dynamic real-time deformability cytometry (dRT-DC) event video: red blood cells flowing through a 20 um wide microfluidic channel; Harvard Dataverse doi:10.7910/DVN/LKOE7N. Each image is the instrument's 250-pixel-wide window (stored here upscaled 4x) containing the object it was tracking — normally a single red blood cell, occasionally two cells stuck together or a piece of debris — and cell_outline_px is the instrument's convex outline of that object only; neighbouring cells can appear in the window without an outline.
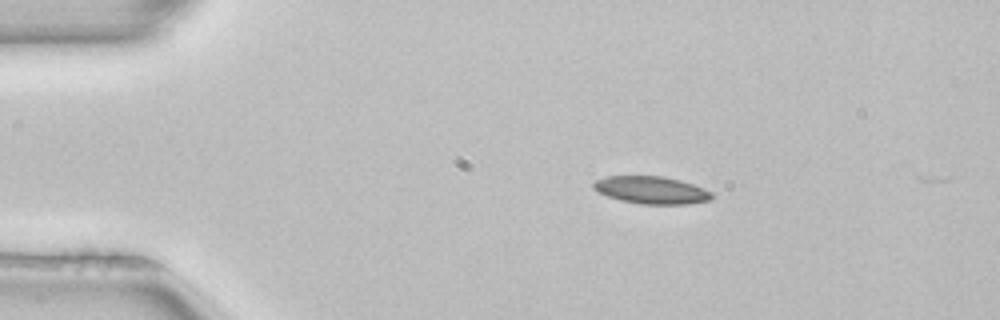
{"species": "common noctule bat (a hibernating species)", "species_latin": "Nyctalus noctula", "temperature_condition": "room temperature", "stored_images_in_passage": 4, "camera_frame_rate_fps": 3000, "um_per_image_px": 0.085, "animal": {"sex": "female", "body_mass_g": 22.7, "forearm_length_mm": 54.2}, "frame": {"image": 1, "passage_image": 2, "time_ms": 0.333, "image_size_px": [1000, 320], "cell_outline_px": [[712, 196], [708, 200], [688, 204], [640, 204], [620, 200], [596, 192], [592, 188], [592, 184], [596, 180], [608, 176], [664, 176], [680, 180], [704, 188], [712, 192]], "centroid_in_image_um": [55.33, 16.15], "position_along_channel_um": 29.7, "area_um2": 18.96}}
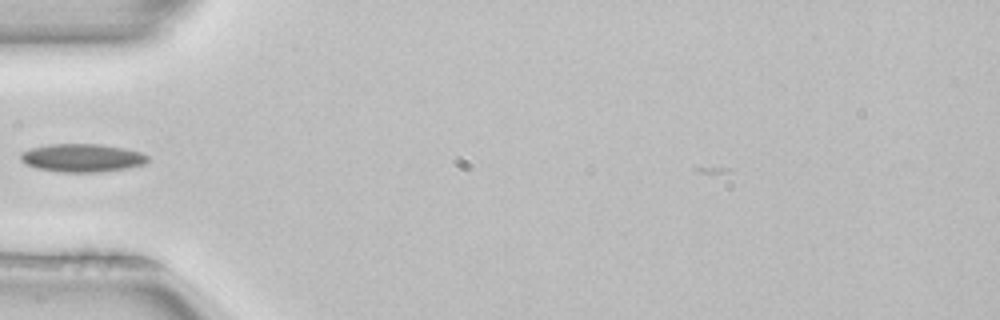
{"frame": {"image": 2, "passage_image": 4, "time_ms": 1.0, "image_size_px": [1000, 320], "cell_outline_px": [[148, 160], [144, 164], [128, 168], [96, 172], [60, 172], [36, 168], [24, 164], [20, 160], [20, 152], [32, 148], [48, 144], [100, 144], [124, 148], [140, 152], [148, 156]], "centroid_in_image_um": [6.94, 13.42], "position_along_channel_um": 78.1, "area_um2": 20.92}}